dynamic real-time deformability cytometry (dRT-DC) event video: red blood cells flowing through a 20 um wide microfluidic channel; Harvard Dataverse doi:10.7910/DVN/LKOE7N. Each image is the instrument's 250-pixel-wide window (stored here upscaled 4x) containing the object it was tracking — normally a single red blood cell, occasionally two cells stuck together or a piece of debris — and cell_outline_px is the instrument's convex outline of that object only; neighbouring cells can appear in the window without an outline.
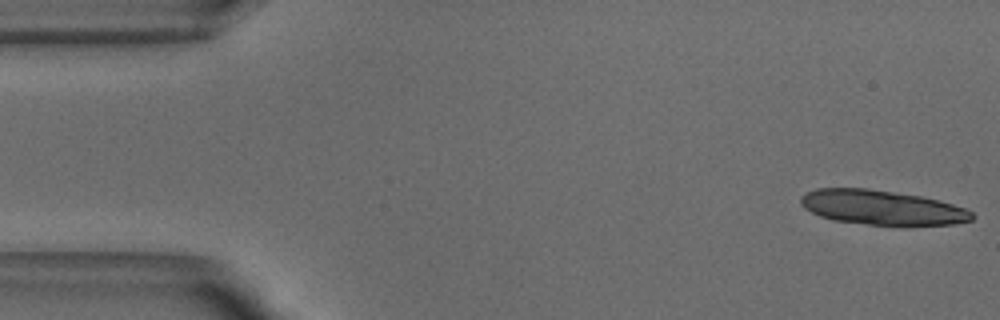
{"species": "common noctule bat (a hibernating species)", "species_latin": "Nyctalus noctula", "temperature_condition": "warm", "stored_images_in_passage": 51, "camera_frame_rate_fps": 3000, "um_per_image_px": 0.085, "animal": {"sex": "male", "body_mass_g": 18.8}, "frame": {"image": 1, "passage_image": 1, "time_ms": 0.0, "image_size_px": [1000, 320], "cell_outline_px": [[976, 216], [972, 220], [952, 224], [908, 228], [900, 228], [832, 220], [820, 216], [804, 208], [800, 204], [800, 196], [816, 188], [864, 188], [920, 196], [952, 204], [964, 208], [972, 212]], "centroid_in_image_um": [74.99, 17.69], "position_along_channel_um": 10.0, "area_um2": 35.32}}
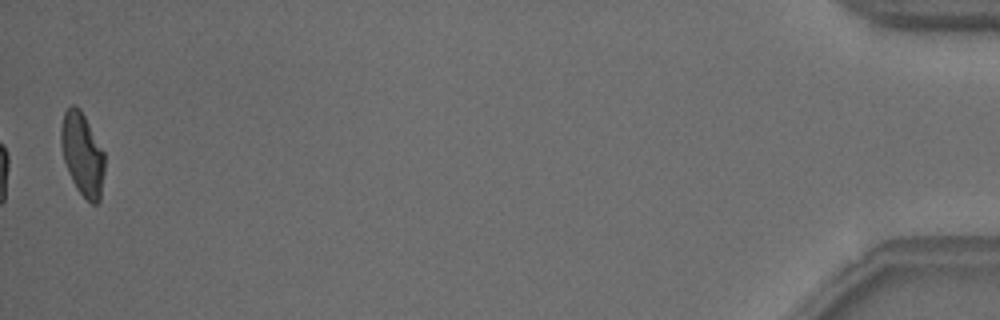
{"frame": {"image": 2, "passage_image": 51, "time_ms": 16.667, "image_size_px": [1000, 320], "cell_outline_px": [[104, 172], [100, 200], [96, 204], [92, 204], [76, 188], [72, 180], [64, 160], [60, 144], [60, 128], [64, 112], [72, 104], [80, 108], [104, 152]], "centroid_in_image_um": [6.99, 13.1], "position_along_channel_um": 428.2, "area_um2": 20.92}, "authors_computed_cell_mechanics": {"area_um2": 22.253, "velocity_mm_per_s": 3.8344, "shape_relaxation_time_tau1_ms": 4.9066, "shape_relaxation_time_tau2_ms": 1.3217, "deformation_change_tau1": 0.1646, "deformation_change_tau2": 0.0738}}